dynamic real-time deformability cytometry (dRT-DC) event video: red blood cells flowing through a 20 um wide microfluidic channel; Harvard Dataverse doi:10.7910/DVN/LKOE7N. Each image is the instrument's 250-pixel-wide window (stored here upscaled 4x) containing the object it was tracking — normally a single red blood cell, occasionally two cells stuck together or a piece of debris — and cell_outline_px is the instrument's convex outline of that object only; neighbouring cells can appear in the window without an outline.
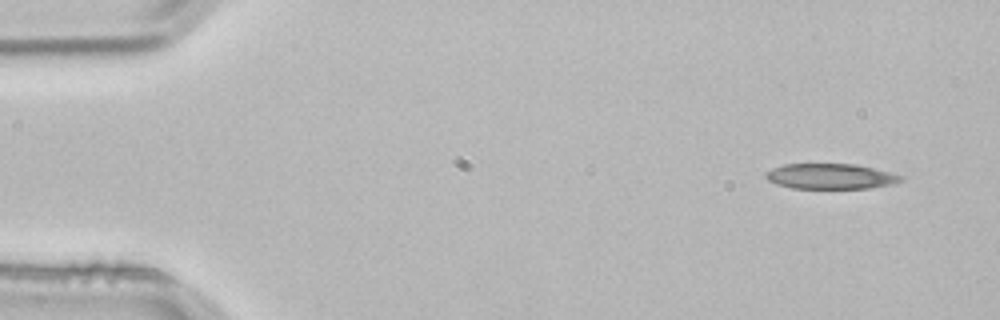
{"species": "common noctule bat (a hibernating species)", "species_latin": "Nyctalus noctula", "temperature_condition": "room temperature", "stored_images_in_passage": 4, "segment_of_instrument_passage": [2, 2], "camera_frame_rate_fps": 3000, "um_per_image_px": 0.085, "animal": {"sex": "male", "body_mass_g": 21.5, "forearm_length_mm": 52.0}, "frame": {"image": 1, "passage_image": 4, "time_ms": 1.0, "image_size_px": [1000, 320], "cell_outline_px": [[904, 180], [896, 184], [872, 188], [792, 188], [776, 184], [768, 180], [764, 176], [764, 172], [772, 168], [784, 164], [856, 164], [904, 176]], "centroid_in_image_um": [70.6, 14.99], "position_along_channel_um": 14.4, "area_um2": 20.11}}